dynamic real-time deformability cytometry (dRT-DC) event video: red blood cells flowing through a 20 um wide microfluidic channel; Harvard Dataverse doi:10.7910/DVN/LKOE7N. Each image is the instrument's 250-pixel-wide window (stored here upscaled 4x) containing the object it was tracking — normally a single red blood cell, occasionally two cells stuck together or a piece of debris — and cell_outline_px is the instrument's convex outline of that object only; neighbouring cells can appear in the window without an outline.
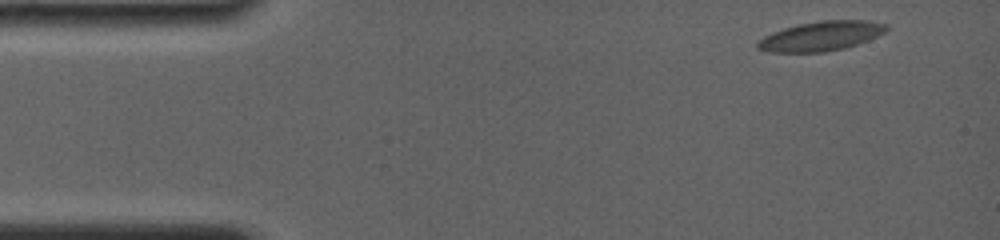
{"species": "common noctule bat (a hibernating species)", "species_latin": "Nyctalus noctula", "temperature_condition": "room temperature", "stored_images_in_passage": 29, "camera_frame_rate_fps": 4000, "um_per_image_px": 0.085, "animal": {"sex": "female", "body_mass_g": 19.0, "forearm_length_mm": 56.7}, "frame": {"image": 1, "passage_image": 2, "time_ms": 0.5, "image_size_px": [1000, 240], "cell_outline_px": [[888, 28], [884, 32], [868, 40], [844, 48], [824, 52], [768, 52], [756, 48], [756, 44], [764, 36], [772, 32], [784, 28], [800, 24], [820, 20], [868, 20], [888, 24]], "centroid_in_image_um": [69.78, 3.06], "position_along_channel_um": 15.2, "area_um2": 22.08}}
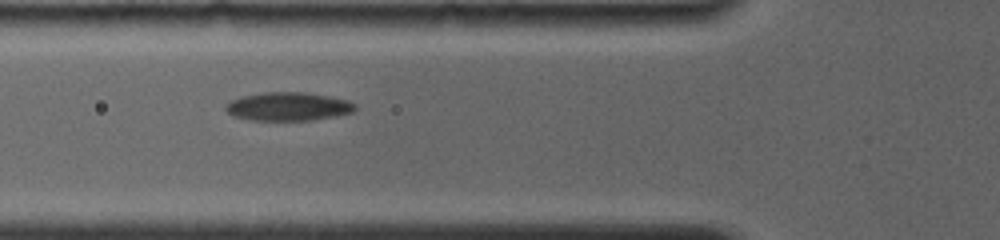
{"frame": {"image": 2, "passage_image": 17, "time_ms": 5.25, "image_size_px": [1000, 240], "cell_outline_px": [[356, 108], [352, 112], [336, 116], [312, 120], [252, 120], [232, 116], [224, 108], [224, 104], [228, 100], [240, 96], [264, 92], [308, 92], [348, 100], [356, 104]], "centroid_in_image_um": [24.45, 9.04], "position_along_channel_um": 101.3, "area_um2": 21.73}}
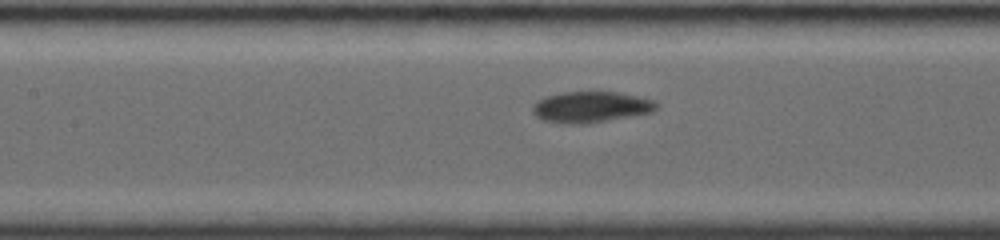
{"frame": {"image": 3, "passage_image": 25, "time_ms": 6.75, "image_size_px": [1000, 240], "cell_outline_px": [[660, 104], [652, 112], [588, 124], [568, 124], [544, 120], [536, 116], [532, 112], [532, 104], [536, 100], [544, 96], [564, 92], [620, 92], [652, 100]], "centroid_in_image_um": [50.19, 9.09], "position_along_channel_um": 157.2, "area_um2": 22.48}}